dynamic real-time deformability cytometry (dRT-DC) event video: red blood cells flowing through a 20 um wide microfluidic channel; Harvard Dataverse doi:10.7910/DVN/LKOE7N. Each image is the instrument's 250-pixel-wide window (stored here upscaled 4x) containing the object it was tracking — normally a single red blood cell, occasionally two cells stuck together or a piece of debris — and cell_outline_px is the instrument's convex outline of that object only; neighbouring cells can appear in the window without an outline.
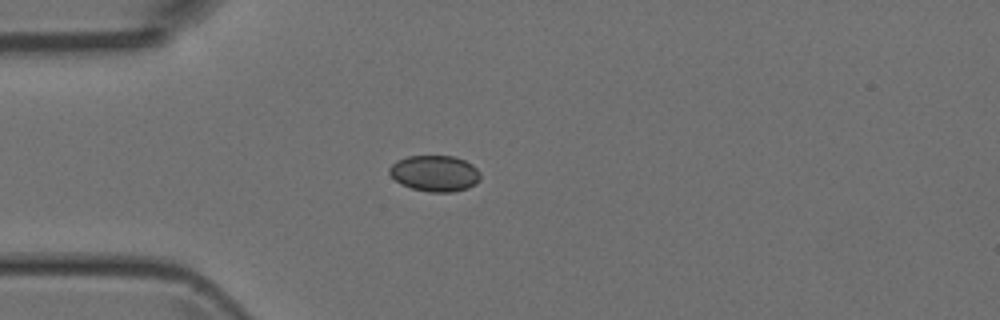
{"species": "Egyptian fruit bat (a non-hibernating species)", "species_latin": "Rousettus aegyptiacus", "temperature_condition": "room temperature", "stored_images_in_passage": 1, "camera_frame_rate_fps": 3000, "um_per_image_px": 0.085, "animal": {"sex": "female"}, "frame": {"image": 1, "passage_image": 1, "time_ms": 0.0, "image_size_px": [1000, 320], "cell_outline_px": [[480, 180], [476, 184], [468, 188], [452, 192], [428, 192], [412, 188], [400, 184], [388, 172], [388, 168], [396, 160], [408, 156], [452, 156], [464, 160], [472, 164], [480, 172]], "centroid_in_image_um": [36.96, 14.74], "position_along_channel_um": 48.0, "area_um2": 19.25}}